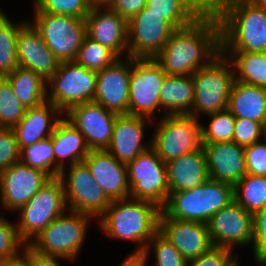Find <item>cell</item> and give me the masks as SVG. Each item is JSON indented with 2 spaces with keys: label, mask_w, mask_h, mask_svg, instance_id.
<instances>
[{
  "label": "cell",
  "mask_w": 266,
  "mask_h": 266,
  "mask_svg": "<svg viewBox=\"0 0 266 266\" xmlns=\"http://www.w3.org/2000/svg\"><path fill=\"white\" fill-rule=\"evenodd\" d=\"M151 148L167 163L202 147L200 121L191 115H165L153 121Z\"/></svg>",
  "instance_id": "9c48e42d"
},
{
  "label": "cell",
  "mask_w": 266,
  "mask_h": 266,
  "mask_svg": "<svg viewBox=\"0 0 266 266\" xmlns=\"http://www.w3.org/2000/svg\"><path fill=\"white\" fill-rule=\"evenodd\" d=\"M169 194L189 190L208 181L207 158L203 146L166 163Z\"/></svg>",
  "instance_id": "484cf974"
},
{
  "label": "cell",
  "mask_w": 266,
  "mask_h": 266,
  "mask_svg": "<svg viewBox=\"0 0 266 266\" xmlns=\"http://www.w3.org/2000/svg\"><path fill=\"white\" fill-rule=\"evenodd\" d=\"M209 178L234 186L246 174L245 148L235 142L202 144Z\"/></svg>",
  "instance_id": "cb8c5ba5"
},
{
  "label": "cell",
  "mask_w": 266,
  "mask_h": 266,
  "mask_svg": "<svg viewBox=\"0 0 266 266\" xmlns=\"http://www.w3.org/2000/svg\"><path fill=\"white\" fill-rule=\"evenodd\" d=\"M221 53V27L216 14L200 16L176 29L154 57L167 75H193Z\"/></svg>",
  "instance_id": "6da1fadb"
},
{
  "label": "cell",
  "mask_w": 266,
  "mask_h": 266,
  "mask_svg": "<svg viewBox=\"0 0 266 266\" xmlns=\"http://www.w3.org/2000/svg\"><path fill=\"white\" fill-rule=\"evenodd\" d=\"M231 62L234 80L266 88V52H222Z\"/></svg>",
  "instance_id": "4dcf8cb0"
},
{
  "label": "cell",
  "mask_w": 266,
  "mask_h": 266,
  "mask_svg": "<svg viewBox=\"0 0 266 266\" xmlns=\"http://www.w3.org/2000/svg\"><path fill=\"white\" fill-rule=\"evenodd\" d=\"M253 216V235L251 250L253 254L254 266L266 264V206Z\"/></svg>",
  "instance_id": "7bdbcfd3"
},
{
  "label": "cell",
  "mask_w": 266,
  "mask_h": 266,
  "mask_svg": "<svg viewBox=\"0 0 266 266\" xmlns=\"http://www.w3.org/2000/svg\"><path fill=\"white\" fill-rule=\"evenodd\" d=\"M5 79L26 109L47 100V81L34 71L18 66Z\"/></svg>",
  "instance_id": "f546056e"
},
{
  "label": "cell",
  "mask_w": 266,
  "mask_h": 266,
  "mask_svg": "<svg viewBox=\"0 0 266 266\" xmlns=\"http://www.w3.org/2000/svg\"><path fill=\"white\" fill-rule=\"evenodd\" d=\"M192 77L194 100L191 116L201 120L206 115L227 109L234 72L231 62L222 52Z\"/></svg>",
  "instance_id": "8992f818"
},
{
  "label": "cell",
  "mask_w": 266,
  "mask_h": 266,
  "mask_svg": "<svg viewBox=\"0 0 266 266\" xmlns=\"http://www.w3.org/2000/svg\"><path fill=\"white\" fill-rule=\"evenodd\" d=\"M166 76L154 58L131 57L129 115L159 119L156 112L160 113L159 95Z\"/></svg>",
  "instance_id": "8fae6325"
},
{
  "label": "cell",
  "mask_w": 266,
  "mask_h": 266,
  "mask_svg": "<svg viewBox=\"0 0 266 266\" xmlns=\"http://www.w3.org/2000/svg\"><path fill=\"white\" fill-rule=\"evenodd\" d=\"M117 59L119 57L108 47L85 36L74 61L97 72L112 65Z\"/></svg>",
  "instance_id": "8d00e7d4"
},
{
  "label": "cell",
  "mask_w": 266,
  "mask_h": 266,
  "mask_svg": "<svg viewBox=\"0 0 266 266\" xmlns=\"http://www.w3.org/2000/svg\"><path fill=\"white\" fill-rule=\"evenodd\" d=\"M151 124L153 125V121L145 117L117 115L111 141L106 150L127 165L151 147V138L146 135V131H149L148 126L152 128Z\"/></svg>",
  "instance_id": "d6986e66"
},
{
  "label": "cell",
  "mask_w": 266,
  "mask_h": 266,
  "mask_svg": "<svg viewBox=\"0 0 266 266\" xmlns=\"http://www.w3.org/2000/svg\"><path fill=\"white\" fill-rule=\"evenodd\" d=\"M51 178L21 161L0 172L2 211L13 214L24 206Z\"/></svg>",
  "instance_id": "2e32d148"
},
{
  "label": "cell",
  "mask_w": 266,
  "mask_h": 266,
  "mask_svg": "<svg viewBox=\"0 0 266 266\" xmlns=\"http://www.w3.org/2000/svg\"><path fill=\"white\" fill-rule=\"evenodd\" d=\"M227 109L235 118L253 120L266 127V88L234 80Z\"/></svg>",
  "instance_id": "83f0119b"
},
{
  "label": "cell",
  "mask_w": 266,
  "mask_h": 266,
  "mask_svg": "<svg viewBox=\"0 0 266 266\" xmlns=\"http://www.w3.org/2000/svg\"><path fill=\"white\" fill-rule=\"evenodd\" d=\"M216 15L221 52H266V11L254 1H233Z\"/></svg>",
  "instance_id": "3957f363"
},
{
  "label": "cell",
  "mask_w": 266,
  "mask_h": 266,
  "mask_svg": "<svg viewBox=\"0 0 266 266\" xmlns=\"http://www.w3.org/2000/svg\"><path fill=\"white\" fill-rule=\"evenodd\" d=\"M20 161V149L12 128H0V172Z\"/></svg>",
  "instance_id": "ee69618b"
},
{
  "label": "cell",
  "mask_w": 266,
  "mask_h": 266,
  "mask_svg": "<svg viewBox=\"0 0 266 266\" xmlns=\"http://www.w3.org/2000/svg\"><path fill=\"white\" fill-rule=\"evenodd\" d=\"M199 16L212 14L206 7L203 0H184Z\"/></svg>",
  "instance_id": "816d5d0a"
},
{
  "label": "cell",
  "mask_w": 266,
  "mask_h": 266,
  "mask_svg": "<svg viewBox=\"0 0 266 266\" xmlns=\"http://www.w3.org/2000/svg\"><path fill=\"white\" fill-rule=\"evenodd\" d=\"M254 1L259 7L263 8L266 11V0H252Z\"/></svg>",
  "instance_id": "9f6ffc18"
},
{
  "label": "cell",
  "mask_w": 266,
  "mask_h": 266,
  "mask_svg": "<svg viewBox=\"0 0 266 266\" xmlns=\"http://www.w3.org/2000/svg\"><path fill=\"white\" fill-rule=\"evenodd\" d=\"M86 36L108 47L119 58L128 57L127 21L106 6H93L85 18Z\"/></svg>",
  "instance_id": "ffe728a7"
},
{
  "label": "cell",
  "mask_w": 266,
  "mask_h": 266,
  "mask_svg": "<svg viewBox=\"0 0 266 266\" xmlns=\"http://www.w3.org/2000/svg\"><path fill=\"white\" fill-rule=\"evenodd\" d=\"M94 6H105L110 0H91Z\"/></svg>",
  "instance_id": "11a10c76"
},
{
  "label": "cell",
  "mask_w": 266,
  "mask_h": 266,
  "mask_svg": "<svg viewBox=\"0 0 266 266\" xmlns=\"http://www.w3.org/2000/svg\"><path fill=\"white\" fill-rule=\"evenodd\" d=\"M255 266H266V264H258V265H255Z\"/></svg>",
  "instance_id": "94428289"
},
{
  "label": "cell",
  "mask_w": 266,
  "mask_h": 266,
  "mask_svg": "<svg viewBox=\"0 0 266 266\" xmlns=\"http://www.w3.org/2000/svg\"><path fill=\"white\" fill-rule=\"evenodd\" d=\"M242 257V255H237V256H235L226 266H240V259H242L241 258Z\"/></svg>",
  "instance_id": "db71d44e"
},
{
  "label": "cell",
  "mask_w": 266,
  "mask_h": 266,
  "mask_svg": "<svg viewBox=\"0 0 266 266\" xmlns=\"http://www.w3.org/2000/svg\"><path fill=\"white\" fill-rule=\"evenodd\" d=\"M0 266H31V265L23 256H20L15 260L1 263Z\"/></svg>",
  "instance_id": "f5cc1de1"
},
{
  "label": "cell",
  "mask_w": 266,
  "mask_h": 266,
  "mask_svg": "<svg viewBox=\"0 0 266 266\" xmlns=\"http://www.w3.org/2000/svg\"><path fill=\"white\" fill-rule=\"evenodd\" d=\"M128 57L154 58L166 45L175 28L160 14L143 8L128 22Z\"/></svg>",
  "instance_id": "9a60e30c"
},
{
  "label": "cell",
  "mask_w": 266,
  "mask_h": 266,
  "mask_svg": "<svg viewBox=\"0 0 266 266\" xmlns=\"http://www.w3.org/2000/svg\"><path fill=\"white\" fill-rule=\"evenodd\" d=\"M97 72L75 61L60 62L47 81V100L63 114L72 106L92 102L96 92Z\"/></svg>",
  "instance_id": "30bf717a"
},
{
  "label": "cell",
  "mask_w": 266,
  "mask_h": 266,
  "mask_svg": "<svg viewBox=\"0 0 266 266\" xmlns=\"http://www.w3.org/2000/svg\"><path fill=\"white\" fill-rule=\"evenodd\" d=\"M28 21L60 62L74 61L86 36L85 19L41 12L34 4ZM32 17V18H31Z\"/></svg>",
  "instance_id": "ba28073f"
},
{
  "label": "cell",
  "mask_w": 266,
  "mask_h": 266,
  "mask_svg": "<svg viewBox=\"0 0 266 266\" xmlns=\"http://www.w3.org/2000/svg\"><path fill=\"white\" fill-rule=\"evenodd\" d=\"M141 254L144 258L145 266H187L188 262L159 231L146 244ZM151 255L154 256H152V260H154L152 263Z\"/></svg>",
  "instance_id": "d590c367"
},
{
  "label": "cell",
  "mask_w": 266,
  "mask_h": 266,
  "mask_svg": "<svg viewBox=\"0 0 266 266\" xmlns=\"http://www.w3.org/2000/svg\"><path fill=\"white\" fill-rule=\"evenodd\" d=\"M266 137V127L259 122L236 118L233 134V142L239 146H249Z\"/></svg>",
  "instance_id": "b9f144b4"
},
{
  "label": "cell",
  "mask_w": 266,
  "mask_h": 266,
  "mask_svg": "<svg viewBox=\"0 0 266 266\" xmlns=\"http://www.w3.org/2000/svg\"><path fill=\"white\" fill-rule=\"evenodd\" d=\"M22 256L31 266H63L62 264L65 261L68 263L71 262V264L74 263V261L65 257L41 254L33 250L29 245H25Z\"/></svg>",
  "instance_id": "7dc6e473"
},
{
  "label": "cell",
  "mask_w": 266,
  "mask_h": 266,
  "mask_svg": "<svg viewBox=\"0 0 266 266\" xmlns=\"http://www.w3.org/2000/svg\"><path fill=\"white\" fill-rule=\"evenodd\" d=\"M159 232L187 261L213 247L206 223L169 218L162 210L159 215Z\"/></svg>",
  "instance_id": "44dd1931"
},
{
  "label": "cell",
  "mask_w": 266,
  "mask_h": 266,
  "mask_svg": "<svg viewBox=\"0 0 266 266\" xmlns=\"http://www.w3.org/2000/svg\"><path fill=\"white\" fill-rule=\"evenodd\" d=\"M1 6V5H0ZM6 14L5 10L0 7V19Z\"/></svg>",
  "instance_id": "6f0895ef"
},
{
  "label": "cell",
  "mask_w": 266,
  "mask_h": 266,
  "mask_svg": "<svg viewBox=\"0 0 266 266\" xmlns=\"http://www.w3.org/2000/svg\"><path fill=\"white\" fill-rule=\"evenodd\" d=\"M130 198L148 200L162 208L169 197L167 168L150 147L127 164Z\"/></svg>",
  "instance_id": "4fadbf2b"
},
{
  "label": "cell",
  "mask_w": 266,
  "mask_h": 266,
  "mask_svg": "<svg viewBox=\"0 0 266 266\" xmlns=\"http://www.w3.org/2000/svg\"><path fill=\"white\" fill-rule=\"evenodd\" d=\"M5 77H6V76H5L4 74H1V73H0V84H1L2 81L5 79Z\"/></svg>",
  "instance_id": "680465c9"
},
{
  "label": "cell",
  "mask_w": 266,
  "mask_h": 266,
  "mask_svg": "<svg viewBox=\"0 0 266 266\" xmlns=\"http://www.w3.org/2000/svg\"><path fill=\"white\" fill-rule=\"evenodd\" d=\"M205 7L212 13L217 14L225 5L236 0H203Z\"/></svg>",
  "instance_id": "f907efd6"
},
{
  "label": "cell",
  "mask_w": 266,
  "mask_h": 266,
  "mask_svg": "<svg viewBox=\"0 0 266 266\" xmlns=\"http://www.w3.org/2000/svg\"><path fill=\"white\" fill-rule=\"evenodd\" d=\"M234 200L251 214L266 206V176L246 174L233 186Z\"/></svg>",
  "instance_id": "d6a6232c"
},
{
  "label": "cell",
  "mask_w": 266,
  "mask_h": 266,
  "mask_svg": "<svg viewBox=\"0 0 266 266\" xmlns=\"http://www.w3.org/2000/svg\"><path fill=\"white\" fill-rule=\"evenodd\" d=\"M207 226L213 246L229 249L236 256L240 255L239 247L251 248L253 216L235 200L215 213Z\"/></svg>",
  "instance_id": "5bb4252c"
},
{
  "label": "cell",
  "mask_w": 266,
  "mask_h": 266,
  "mask_svg": "<svg viewBox=\"0 0 266 266\" xmlns=\"http://www.w3.org/2000/svg\"><path fill=\"white\" fill-rule=\"evenodd\" d=\"M130 72L131 57L119 58L112 65L97 71L93 102L118 115H129Z\"/></svg>",
  "instance_id": "ac0fdd59"
},
{
  "label": "cell",
  "mask_w": 266,
  "mask_h": 266,
  "mask_svg": "<svg viewBox=\"0 0 266 266\" xmlns=\"http://www.w3.org/2000/svg\"><path fill=\"white\" fill-rule=\"evenodd\" d=\"M20 161L54 178V149L51 136L23 148L20 151Z\"/></svg>",
  "instance_id": "74e56055"
},
{
  "label": "cell",
  "mask_w": 266,
  "mask_h": 266,
  "mask_svg": "<svg viewBox=\"0 0 266 266\" xmlns=\"http://www.w3.org/2000/svg\"><path fill=\"white\" fill-rule=\"evenodd\" d=\"M59 178L64 186L68 210L88 214L97 220L110 206L112 201L95 181L85 162L67 166Z\"/></svg>",
  "instance_id": "7c38bea8"
},
{
  "label": "cell",
  "mask_w": 266,
  "mask_h": 266,
  "mask_svg": "<svg viewBox=\"0 0 266 266\" xmlns=\"http://www.w3.org/2000/svg\"><path fill=\"white\" fill-rule=\"evenodd\" d=\"M235 256L229 249L213 246L201 256L188 260L187 266H226Z\"/></svg>",
  "instance_id": "bcb514c9"
},
{
  "label": "cell",
  "mask_w": 266,
  "mask_h": 266,
  "mask_svg": "<svg viewBox=\"0 0 266 266\" xmlns=\"http://www.w3.org/2000/svg\"><path fill=\"white\" fill-rule=\"evenodd\" d=\"M207 123L200 121L202 144L218 142H233L235 117L228 110L214 112L206 115Z\"/></svg>",
  "instance_id": "e575fe53"
},
{
  "label": "cell",
  "mask_w": 266,
  "mask_h": 266,
  "mask_svg": "<svg viewBox=\"0 0 266 266\" xmlns=\"http://www.w3.org/2000/svg\"><path fill=\"white\" fill-rule=\"evenodd\" d=\"M4 214V212L2 211V207H1V204H0V217Z\"/></svg>",
  "instance_id": "91938a15"
},
{
  "label": "cell",
  "mask_w": 266,
  "mask_h": 266,
  "mask_svg": "<svg viewBox=\"0 0 266 266\" xmlns=\"http://www.w3.org/2000/svg\"><path fill=\"white\" fill-rule=\"evenodd\" d=\"M233 200L231 184L209 179L192 189L170 193L161 210L169 218L207 224L215 213Z\"/></svg>",
  "instance_id": "277c9868"
},
{
  "label": "cell",
  "mask_w": 266,
  "mask_h": 266,
  "mask_svg": "<svg viewBox=\"0 0 266 266\" xmlns=\"http://www.w3.org/2000/svg\"><path fill=\"white\" fill-rule=\"evenodd\" d=\"M64 114L50 101L27 108L23 118L12 128L20 151L50 137Z\"/></svg>",
  "instance_id": "d4e9b609"
},
{
  "label": "cell",
  "mask_w": 266,
  "mask_h": 266,
  "mask_svg": "<svg viewBox=\"0 0 266 266\" xmlns=\"http://www.w3.org/2000/svg\"><path fill=\"white\" fill-rule=\"evenodd\" d=\"M159 99L161 117L190 115L194 100L192 75H167L162 83Z\"/></svg>",
  "instance_id": "f1b7e54d"
},
{
  "label": "cell",
  "mask_w": 266,
  "mask_h": 266,
  "mask_svg": "<svg viewBox=\"0 0 266 266\" xmlns=\"http://www.w3.org/2000/svg\"><path fill=\"white\" fill-rule=\"evenodd\" d=\"M160 213L161 208L148 200H115L97 219V227L108 240L135 244L130 253L141 254L159 231Z\"/></svg>",
  "instance_id": "7a4b0ae2"
},
{
  "label": "cell",
  "mask_w": 266,
  "mask_h": 266,
  "mask_svg": "<svg viewBox=\"0 0 266 266\" xmlns=\"http://www.w3.org/2000/svg\"><path fill=\"white\" fill-rule=\"evenodd\" d=\"M244 148L247 174L266 176V137Z\"/></svg>",
  "instance_id": "f6af8a7d"
},
{
  "label": "cell",
  "mask_w": 266,
  "mask_h": 266,
  "mask_svg": "<svg viewBox=\"0 0 266 266\" xmlns=\"http://www.w3.org/2000/svg\"><path fill=\"white\" fill-rule=\"evenodd\" d=\"M117 266H145L142 254L129 253Z\"/></svg>",
  "instance_id": "681fc988"
},
{
  "label": "cell",
  "mask_w": 266,
  "mask_h": 266,
  "mask_svg": "<svg viewBox=\"0 0 266 266\" xmlns=\"http://www.w3.org/2000/svg\"><path fill=\"white\" fill-rule=\"evenodd\" d=\"M26 108L17 98L9 82L0 84V128H13L25 115Z\"/></svg>",
  "instance_id": "ab89813d"
},
{
  "label": "cell",
  "mask_w": 266,
  "mask_h": 266,
  "mask_svg": "<svg viewBox=\"0 0 266 266\" xmlns=\"http://www.w3.org/2000/svg\"><path fill=\"white\" fill-rule=\"evenodd\" d=\"M8 12L0 19V73L5 76L12 73L17 67V38L19 29L28 21H12Z\"/></svg>",
  "instance_id": "1f68e13d"
},
{
  "label": "cell",
  "mask_w": 266,
  "mask_h": 266,
  "mask_svg": "<svg viewBox=\"0 0 266 266\" xmlns=\"http://www.w3.org/2000/svg\"><path fill=\"white\" fill-rule=\"evenodd\" d=\"M127 22L146 6V0H110L106 5Z\"/></svg>",
  "instance_id": "c3c4849f"
},
{
  "label": "cell",
  "mask_w": 266,
  "mask_h": 266,
  "mask_svg": "<svg viewBox=\"0 0 266 266\" xmlns=\"http://www.w3.org/2000/svg\"><path fill=\"white\" fill-rule=\"evenodd\" d=\"M84 162L111 201L130 198L127 165L107 150H90Z\"/></svg>",
  "instance_id": "603a6c76"
},
{
  "label": "cell",
  "mask_w": 266,
  "mask_h": 266,
  "mask_svg": "<svg viewBox=\"0 0 266 266\" xmlns=\"http://www.w3.org/2000/svg\"><path fill=\"white\" fill-rule=\"evenodd\" d=\"M145 8L160 14L175 29L187 27L200 17L184 0H146Z\"/></svg>",
  "instance_id": "836d02e7"
},
{
  "label": "cell",
  "mask_w": 266,
  "mask_h": 266,
  "mask_svg": "<svg viewBox=\"0 0 266 266\" xmlns=\"http://www.w3.org/2000/svg\"><path fill=\"white\" fill-rule=\"evenodd\" d=\"M54 149V178L67 166L84 162L90 152L84 136L64 117L51 135Z\"/></svg>",
  "instance_id": "4316f807"
},
{
  "label": "cell",
  "mask_w": 266,
  "mask_h": 266,
  "mask_svg": "<svg viewBox=\"0 0 266 266\" xmlns=\"http://www.w3.org/2000/svg\"><path fill=\"white\" fill-rule=\"evenodd\" d=\"M67 210L64 186L59 177L51 178L15 214L21 240L28 245L52 221Z\"/></svg>",
  "instance_id": "52a82bcc"
},
{
  "label": "cell",
  "mask_w": 266,
  "mask_h": 266,
  "mask_svg": "<svg viewBox=\"0 0 266 266\" xmlns=\"http://www.w3.org/2000/svg\"><path fill=\"white\" fill-rule=\"evenodd\" d=\"M5 216L4 213L0 217V264L22 256L26 245L18 234L14 219Z\"/></svg>",
  "instance_id": "f35d334b"
},
{
  "label": "cell",
  "mask_w": 266,
  "mask_h": 266,
  "mask_svg": "<svg viewBox=\"0 0 266 266\" xmlns=\"http://www.w3.org/2000/svg\"><path fill=\"white\" fill-rule=\"evenodd\" d=\"M117 115L92 101L72 106L64 118L80 131L90 150H106Z\"/></svg>",
  "instance_id": "e0dca14e"
},
{
  "label": "cell",
  "mask_w": 266,
  "mask_h": 266,
  "mask_svg": "<svg viewBox=\"0 0 266 266\" xmlns=\"http://www.w3.org/2000/svg\"><path fill=\"white\" fill-rule=\"evenodd\" d=\"M31 3L41 12L71 15L83 19L94 6L91 0H33Z\"/></svg>",
  "instance_id": "60d3db41"
},
{
  "label": "cell",
  "mask_w": 266,
  "mask_h": 266,
  "mask_svg": "<svg viewBox=\"0 0 266 266\" xmlns=\"http://www.w3.org/2000/svg\"><path fill=\"white\" fill-rule=\"evenodd\" d=\"M17 62L18 66L34 71L45 81L56 73L60 64L29 21L18 32Z\"/></svg>",
  "instance_id": "7402d4cb"
},
{
  "label": "cell",
  "mask_w": 266,
  "mask_h": 266,
  "mask_svg": "<svg viewBox=\"0 0 266 266\" xmlns=\"http://www.w3.org/2000/svg\"><path fill=\"white\" fill-rule=\"evenodd\" d=\"M94 224V217L67 209L28 245L41 254L65 257L76 263Z\"/></svg>",
  "instance_id": "5b68a950"
}]
</instances>
